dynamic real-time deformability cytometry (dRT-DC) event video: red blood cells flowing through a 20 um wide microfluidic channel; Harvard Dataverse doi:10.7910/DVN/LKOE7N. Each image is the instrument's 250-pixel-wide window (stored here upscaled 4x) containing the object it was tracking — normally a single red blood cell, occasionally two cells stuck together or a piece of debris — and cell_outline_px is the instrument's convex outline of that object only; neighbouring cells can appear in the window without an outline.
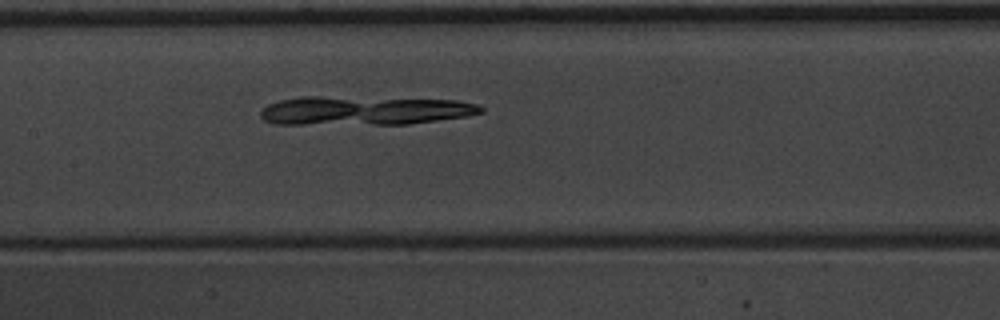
{"species": "common noctule bat (a hibernating species)", "species_latin": "Nyctalus noctula", "temperature_condition": "warm", "stored_images_in_passage": 43, "camera_frame_rate_fps": 3000, "um_per_image_px": 0.085, "animal": {"sex": "male", "body_mass_g": 20.1, "forearm_length_mm": 53.5}, "frame": {"image": 1, "passage_image": 17, "time_ms": 5.333, "image_size_px": [1000, 320], "cell_outline_px": [[484, 112], [468, 116], [408, 124], [272, 124], [264, 120], [260, 116], [260, 112], [268, 104], [280, 100], [300, 96], [320, 96], [456, 100], [480, 104], [484, 108]], "centroid_in_image_um": [30.98, 9.4], "position_along_channel_um": 176.4, "area_um2": 37.34}}
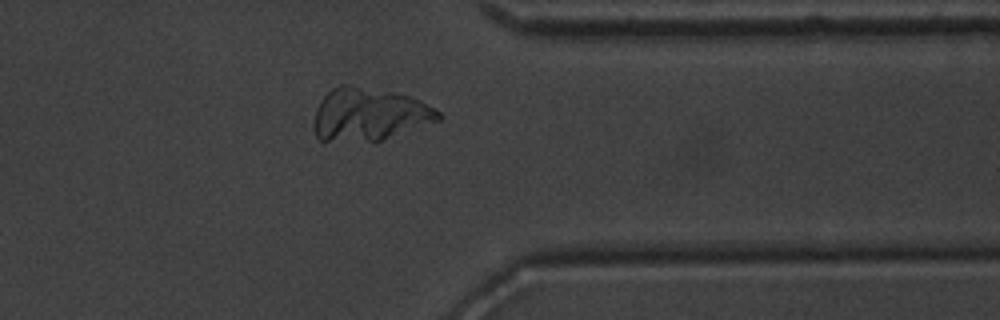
{"frame": {"image": 2, "passage_image": 33, "time_ms": 10.667, "image_size_px": [1000, 320], "cell_outline_px": [[444, 116], [440, 120], [380, 140], [320, 140], [316, 136], [312, 124], [316, 108], [320, 100], [332, 88], [340, 84], [348, 84], [392, 92], [408, 96], [420, 100], [440, 112]], "centroid_in_image_um": [31.35, 9.7], "position_along_channel_um": 380.1, "area_um2": 37.92}}
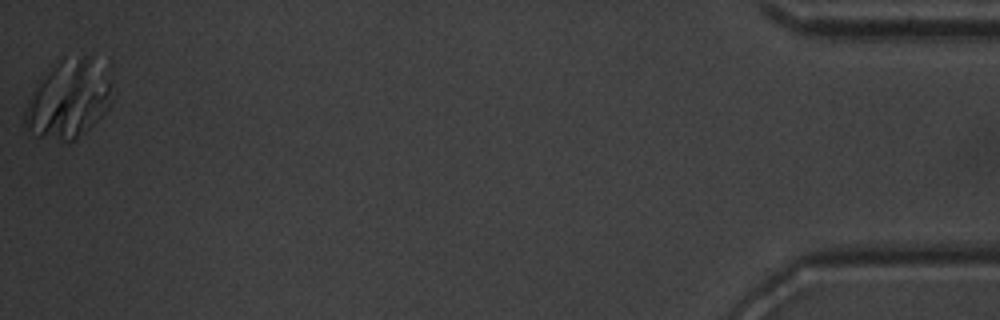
{"frame": {"image": 3, "passage_image": 43, "time_ms": 14.0, "image_size_px": [1000, 320], "cell_outline_px": [[112, 104], [88, 128], [72, 140], [60, 140], [36, 136], [24, 124], [24, 112], [28, 100], [32, 92], [52, 68], [60, 60], [84, 56], [92, 56], [108, 80], [112, 100]], "centroid_in_image_um": [5.8, 8.46], "position_along_channel_um": 429.4, "area_um2": 38.09}}